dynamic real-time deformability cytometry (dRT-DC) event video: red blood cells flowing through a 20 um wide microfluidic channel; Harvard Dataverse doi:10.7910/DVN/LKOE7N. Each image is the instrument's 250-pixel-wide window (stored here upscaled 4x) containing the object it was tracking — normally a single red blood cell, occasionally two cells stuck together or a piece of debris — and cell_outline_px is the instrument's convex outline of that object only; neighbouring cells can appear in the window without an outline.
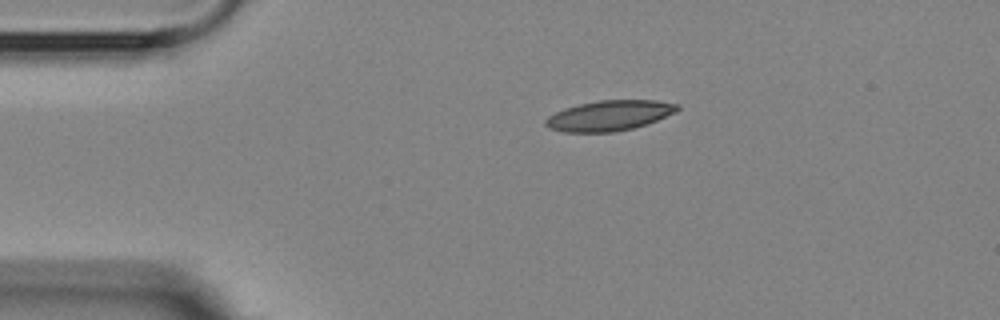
{"species": "Egyptian fruit bat (a non-hibernating species)", "species_latin": "Rousettus aegyptiacus", "temperature_condition": "room temperature", "stored_images_in_passage": 4, "camera_frame_rate_fps": 3000, "um_per_image_px": 0.085, "animal": {"sex": "female"}, "frame": {"image": 1, "passage_image": 1, "time_ms": 0.0, "image_size_px": [1000, 320], "cell_outline_px": [[680, 108], [676, 112], [656, 120], [632, 128], [612, 132], [564, 132], [548, 128], [544, 124], [544, 120], [548, 116], [564, 108], [596, 100], [656, 100], [680, 104]], "centroid_in_image_um": [51.77, 9.81], "position_along_channel_um": 33.2, "area_um2": 23.24}}
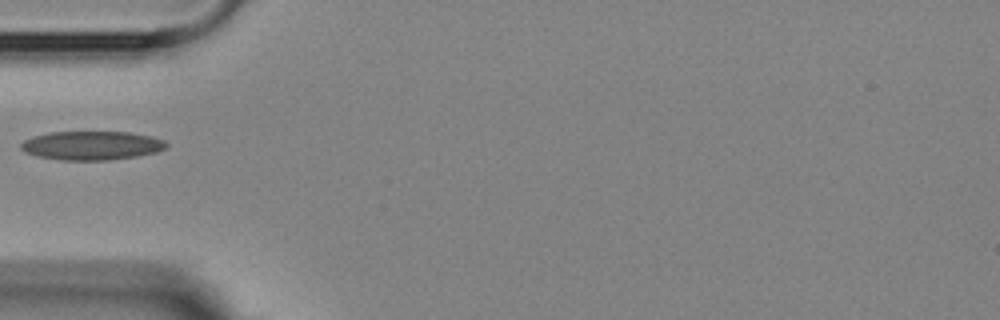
{"frame": {"image": 2, "passage_image": 3, "time_ms": 2.333, "image_size_px": [1000, 320], "cell_outline_px": [[168, 148], [156, 152], [136, 156], [108, 160], [60, 160], [36, 156], [24, 152], [20, 148], [20, 144], [24, 140], [32, 136], [48, 132], [128, 132], [152, 136], [164, 140], [168, 144]], "centroid_in_image_um": [7.78, 12.37], "position_along_channel_um": 77.2, "area_um2": 24.62}}
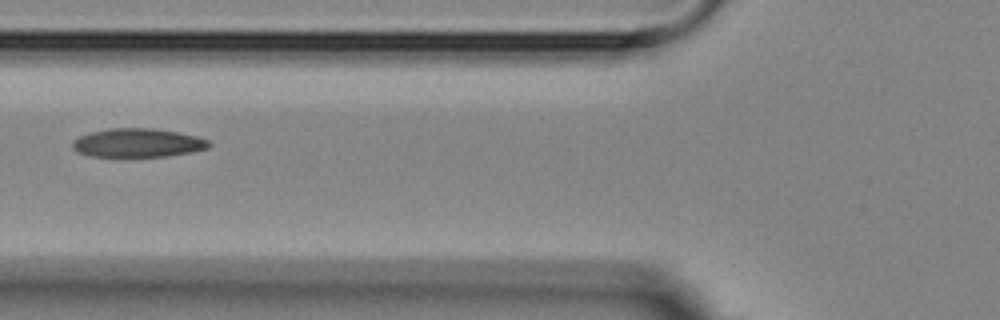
{"frame": {"image": 3, "passage_image": 4, "time_ms": 3.333, "image_size_px": [1000, 320], "cell_outline_px": [[212, 144], [208, 148], [192, 152], [168, 156], [124, 160], [88, 156], [76, 152], [72, 148], [72, 140], [80, 136], [92, 132], [108, 128], [152, 128], [176, 132], [196, 136], [208, 140]], "centroid_in_image_um": [11.64, 12.2], "position_along_channel_um": 114.2, "area_um2": 23.99}}